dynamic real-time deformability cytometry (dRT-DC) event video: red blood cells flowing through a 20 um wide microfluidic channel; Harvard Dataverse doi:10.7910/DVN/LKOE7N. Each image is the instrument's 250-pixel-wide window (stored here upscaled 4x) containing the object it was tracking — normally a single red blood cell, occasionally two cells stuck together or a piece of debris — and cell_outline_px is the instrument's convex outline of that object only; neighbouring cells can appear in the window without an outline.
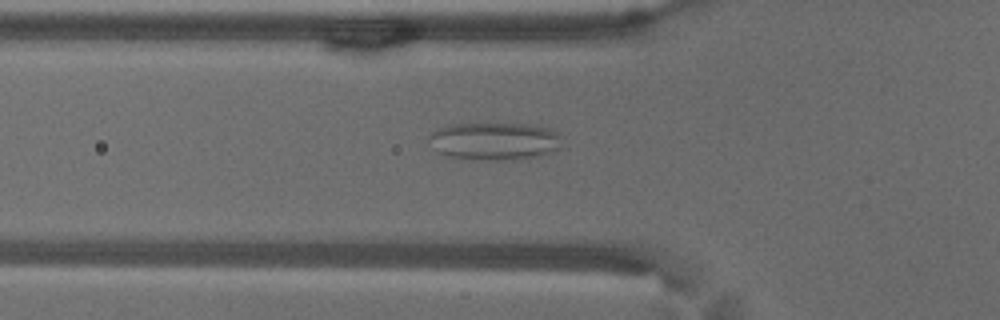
{"species": "common noctule bat (a hibernating species)", "species_latin": "Nyctalus noctula", "temperature_condition": "warm", "stored_images_in_passage": 50, "camera_frame_rate_fps": 3000, "um_per_image_px": 0.085, "animal": {"sex": "male", "body_mass_g": 18.8}, "frame": {"image": 1, "passage_image": 13, "time_ms": 4.0, "image_size_px": [1000, 320], "cell_outline_px": [[560, 148], [552, 152], [528, 160], [472, 160], [444, 156], [428, 140], [428, 136], [432, 132], [440, 128], [452, 124], [536, 124], [548, 128], [556, 132]], "centroid_in_image_um": [42.04, 12.02], "position_along_channel_um": 83.8, "area_um2": 29.48}}
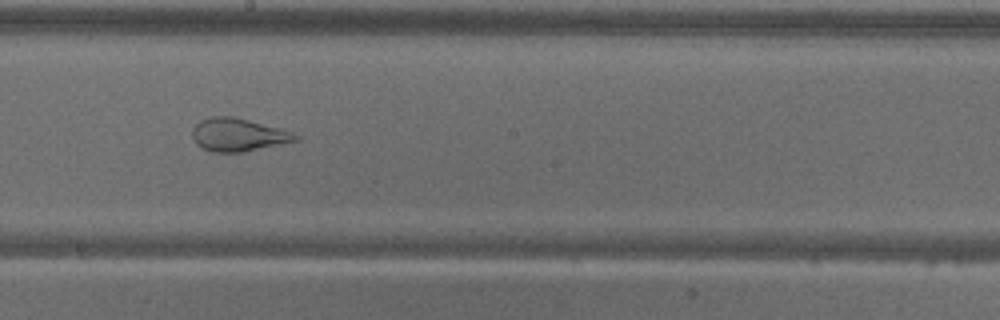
{"frame": {"image": 2, "passage_image": 25, "time_ms": 8.0, "image_size_px": [1000, 320], "cell_outline_px": [[300, 140], [244, 152], [212, 152], [200, 148], [196, 144], [192, 136], [192, 128], [200, 120], [212, 116], [232, 116], [284, 128], [300, 136]], "centroid_in_image_um": [20.26, 11.45], "position_along_channel_um": 227.9, "area_um2": 20.23}}
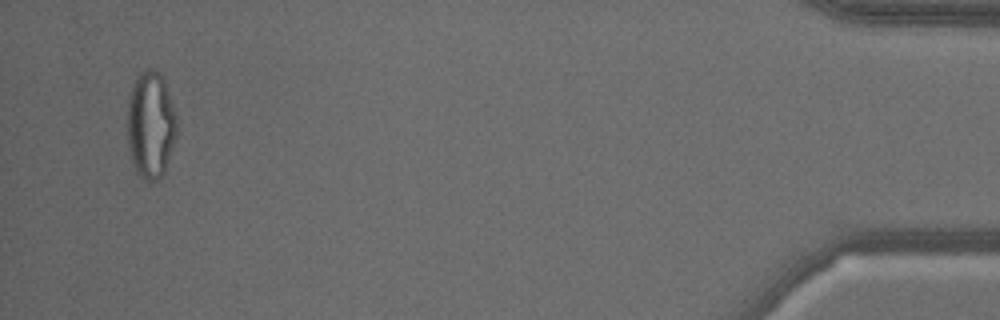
{"frame": {"image": 3, "passage_image": 48, "time_ms": 15.667, "image_size_px": [1000, 320], "cell_outline_px": [[176, 136], [164, 172], [152, 184], [148, 184], [136, 172], [132, 160], [128, 144], [128, 96], [132, 84], [140, 72], [148, 68], [152, 68], [160, 72], [164, 76], [176, 116]], "centroid_in_image_um": [12.8, 10.59], "position_along_channel_um": 422.4, "area_um2": 31.1}, "authors_computed_cell_mechanics": {"area_um2": 27.5417, "velocity_mm_per_s": 3.5826, "shape_relaxation_time_tau1_ms": null, "shape_relaxation_time_tau2_ms": 1.2164, "deformation_change_tau1": null, "deformation_change_tau2": 0.0875}}